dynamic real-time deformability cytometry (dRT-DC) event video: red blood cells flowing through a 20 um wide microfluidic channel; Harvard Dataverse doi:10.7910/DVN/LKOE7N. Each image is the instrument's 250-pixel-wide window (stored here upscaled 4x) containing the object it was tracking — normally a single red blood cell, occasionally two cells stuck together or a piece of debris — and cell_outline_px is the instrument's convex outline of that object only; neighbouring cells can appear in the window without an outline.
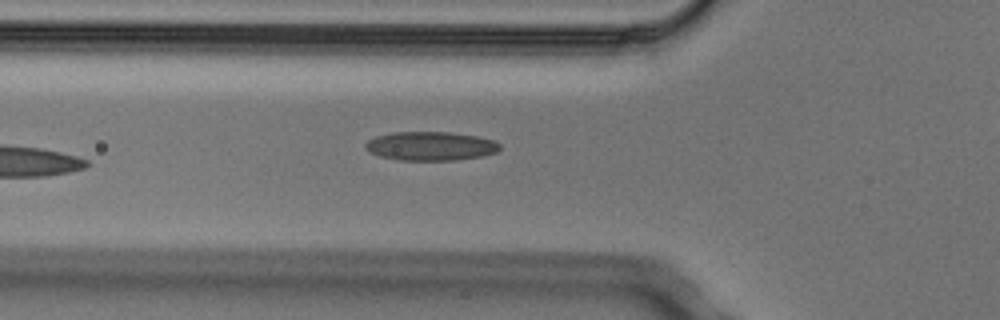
{"species": "Egyptian fruit bat (a non-hibernating species)", "species_latin": "Rousettus aegyptiacus", "temperature_condition": "cold", "stored_images_in_passage": 7, "segment_of_instrument_passage": [1, 2], "camera_frame_rate_fps": 3000, "um_per_image_px": 0.085, "animal": {"sex": "male"}, "frame": {"image": 1, "passage_image": 6, "time_ms": 1.667, "image_size_px": [1000, 320], "cell_outline_px": [[500, 148], [496, 152], [484, 156], [456, 160], [400, 160], [380, 156], [364, 148], [364, 144], [368, 140], [376, 136], [392, 132], [448, 132], [476, 136], [492, 140], [500, 144]], "centroid_in_image_um": [36.6, 12.41], "position_along_channel_um": 89.2, "area_um2": 22.54}}